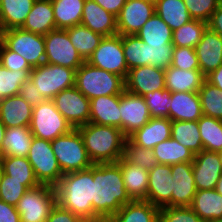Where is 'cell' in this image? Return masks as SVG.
I'll list each match as a JSON object with an SVG mask.
<instances>
[{
	"instance_id": "ac0fdd59",
	"label": "cell",
	"mask_w": 222,
	"mask_h": 222,
	"mask_svg": "<svg viewBox=\"0 0 222 222\" xmlns=\"http://www.w3.org/2000/svg\"><path fill=\"white\" fill-rule=\"evenodd\" d=\"M172 189L171 165L158 164L148 172L146 201L159 209L172 206Z\"/></svg>"
},
{
	"instance_id": "d6986e66",
	"label": "cell",
	"mask_w": 222,
	"mask_h": 222,
	"mask_svg": "<svg viewBox=\"0 0 222 222\" xmlns=\"http://www.w3.org/2000/svg\"><path fill=\"white\" fill-rule=\"evenodd\" d=\"M173 180L172 206H191L197 188L192 171V162L171 165Z\"/></svg>"
},
{
	"instance_id": "277c9868",
	"label": "cell",
	"mask_w": 222,
	"mask_h": 222,
	"mask_svg": "<svg viewBox=\"0 0 222 222\" xmlns=\"http://www.w3.org/2000/svg\"><path fill=\"white\" fill-rule=\"evenodd\" d=\"M75 87L89 100L110 95H121L124 79L85 61L75 73Z\"/></svg>"
},
{
	"instance_id": "484cf974",
	"label": "cell",
	"mask_w": 222,
	"mask_h": 222,
	"mask_svg": "<svg viewBox=\"0 0 222 222\" xmlns=\"http://www.w3.org/2000/svg\"><path fill=\"white\" fill-rule=\"evenodd\" d=\"M122 171V177L127 194L132 201L146 200L148 193V171L131 164L121 157L116 162Z\"/></svg>"
},
{
	"instance_id": "ee69618b",
	"label": "cell",
	"mask_w": 222,
	"mask_h": 222,
	"mask_svg": "<svg viewBox=\"0 0 222 222\" xmlns=\"http://www.w3.org/2000/svg\"><path fill=\"white\" fill-rule=\"evenodd\" d=\"M122 46L128 70L147 66V44L136 35H122Z\"/></svg>"
},
{
	"instance_id": "83f0119b",
	"label": "cell",
	"mask_w": 222,
	"mask_h": 222,
	"mask_svg": "<svg viewBox=\"0 0 222 222\" xmlns=\"http://www.w3.org/2000/svg\"><path fill=\"white\" fill-rule=\"evenodd\" d=\"M21 28L43 36L55 30L56 24L51 0H36Z\"/></svg>"
},
{
	"instance_id": "f546056e",
	"label": "cell",
	"mask_w": 222,
	"mask_h": 222,
	"mask_svg": "<svg viewBox=\"0 0 222 222\" xmlns=\"http://www.w3.org/2000/svg\"><path fill=\"white\" fill-rule=\"evenodd\" d=\"M36 0H0V31L21 28Z\"/></svg>"
},
{
	"instance_id": "94428289",
	"label": "cell",
	"mask_w": 222,
	"mask_h": 222,
	"mask_svg": "<svg viewBox=\"0 0 222 222\" xmlns=\"http://www.w3.org/2000/svg\"><path fill=\"white\" fill-rule=\"evenodd\" d=\"M5 132H6V127L0 119V156H1V146H2L4 136H5Z\"/></svg>"
},
{
	"instance_id": "5b68a950",
	"label": "cell",
	"mask_w": 222,
	"mask_h": 222,
	"mask_svg": "<svg viewBox=\"0 0 222 222\" xmlns=\"http://www.w3.org/2000/svg\"><path fill=\"white\" fill-rule=\"evenodd\" d=\"M52 149L64 174L85 170L93 165L78 129L51 141Z\"/></svg>"
},
{
	"instance_id": "cb8c5ba5",
	"label": "cell",
	"mask_w": 222,
	"mask_h": 222,
	"mask_svg": "<svg viewBox=\"0 0 222 222\" xmlns=\"http://www.w3.org/2000/svg\"><path fill=\"white\" fill-rule=\"evenodd\" d=\"M169 119L171 121H198L202 107L198 92L170 93Z\"/></svg>"
},
{
	"instance_id": "4fadbf2b",
	"label": "cell",
	"mask_w": 222,
	"mask_h": 222,
	"mask_svg": "<svg viewBox=\"0 0 222 222\" xmlns=\"http://www.w3.org/2000/svg\"><path fill=\"white\" fill-rule=\"evenodd\" d=\"M57 110L68 121L73 129H77L90 121V100L75 86L61 91L53 97Z\"/></svg>"
},
{
	"instance_id": "2e32d148",
	"label": "cell",
	"mask_w": 222,
	"mask_h": 222,
	"mask_svg": "<svg viewBox=\"0 0 222 222\" xmlns=\"http://www.w3.org/2000/svg\"><path fill=\"white\" fill-rule=\"evenodd\" d=\"M125 90L140 96L165 89V69L154 66H140L128 70Z\"/></svg>"
},
{
	"instance_id": "9a60e30c",
	"label": "cell",
	"mask_w": 222,
	"mask_h": 222,
	"mask_svg": "<svg viewBox=\"0 0 222 222\" xmlns=\"http://www.w3.org/2000/svg\"><path fill=\"white\" fill-rule=\"evenodd\" d=\"M155 13V3L150 0H127L117 19L119 35H136Z\"/></svg>"
},
{
	"instance_id": "db71d44e",
	"label": "cell",
	"mask_w": 222,
	"mask_h": 222,
	"mask_svg": "<svg viewBox=\"0 0 222 222\" xmlns=\"http://www.w3.org/2000/svg\"><path fill=\"white\" fill-rule=\"evenodd\" d=\"M32 107L37 106L40 102L46 100L38 89L35 87L33 81L28 78L21 86L19 93Z\"/></svg>"
},
{
	"instance_id": "30bf717a",
	"label": "cell",
	"mask_w": 222,
	"mask_h": 222,
	"mask_svg": "<svg viewBox=\"0 0 222 222\" xmlns=\"http://www.w3.org/2000/svg\"><path fill=\"white\" fill-rule=\"evenodd\" d=\"M56 204L55 187L40 184L25 192L16 209L21 222H41L46 221Z\"/></svg>"
},
{
	"instance_id": "f5cc1de1",
	"label": "cell",
	"mask_w": 222,
	"mask_h": 222,
	"mask_svg": "<svg viewBox=\"0 0 222 222\" xmlns=\"http://www.w3.org/2000/svg\"><path fill=\"white\" fill-rule=\"evenodd\" d=\"M0 65L11 71H31L32 67L20 54L9 50L0 41Z\"/></svg>"
},
{
	"instance_id": "836d02e7",
	"label": "cell",
	"mask_w": 222,
	"mask_h": 222,
	"mask_svg": "<svg viewBox=\"0 0 222 222\" xmlns=\"http://www.w3.org/2000/svg\"><path fill=\"white\" fill-rule=\"evenodd\" d=\"M56 29L81 24L85 0H51Z\"/></svg>"
},
{
	"instance_id": "03108f58",
	"label": "cell",
	"mask_w": 222,
	"mask_h": 222,
	"mask_svg": "<svg viewBox=\"0 0 222 222\" xmlns=\"http://www.w3.org/2000/svg\"><path fill=\"white\" fill-rule=\"evenodd\" d=\"M211 222H222V220H216V221H211Z\"/></svg>"
},
{
	"instance_id": "4316f807",
	"label": "cell",
	"mask_w": 222,
	"mask_h": 222,
	"mask_svg": "<svg viewBox=\"0 0 222 222\" xmlns=\"http://www.w3.org/2000/svg\"><path fill=\"white\" fill-rule=\"evenodd\" d=\"M206 80L200 70H182L170 66L165 69V89L174 92H198Z\"/></svg>"
},
{
	"instance_id": "7dc6e473",
	"label": "cell",
	"mask_w": 222,
	"mask_h": 222,
	"mask_svg": "<svg viewBox=\"0 0 222 222\" xmlns=\"http://www.w3.org/2000/svg\"><path fill=\"white\" fill-rule=\"evenodd\" d=\"M151 118H169L170 92L166 89L149 92L143 96Z\"/></svg>"
},
{
	"instance_id": "d6a6232c",
	"label": "cell",
	"mask_w": 222,
	"mask_h": 222,
	"mask_svg": "<svg viewBox=\"0 0 222 222\" xmlns=\"http://www.w3.org/2000/svg\"><path fill=\"white\" fill-rule=\"evenodd\" d=\"M155 13L172 29H179L192 20L183 0H156Z\"/></svg>"
},
{
	"instance_id": "6f0895ef",
	"label": "cell",
	"mask_w": 222,
	"mask_h": 222,
	"mask_svg": "<svg viewBox=\"0 0 222 222\" xmlns=\"http://www.w3.org/2000/svg\"><path fill=\"white\" fill-rule=\"evenodd\" d=\"M106 11L112 13L114 16H118L122 7L127 0H94Z\"/></svg>"
},
{
	"instance_id": "8d00e7d4",
	"label": "cell",
	"mask_w": 222,
	"mask_h": 222,
	"mask_svg": "<svg viewBox=\"0 0 222 222\" xmlns=\"http://www.w3.org/2000/svg\"><path fill=\"white\" fill-rule=\"evenodd\" d=\"M171 131V137L194 154L204 150L198 121H172Z\"/></svg>"
},
{
	"instance_id": "9c48e42d",
	"label": "cell",
	"mask_w": 222,
	"mask_h": 222,
	"mask_svg": "<svg viewBox=\"0 0 222 222\" xmlns=\"http://www.w3.org/2000/svg\"><path fill=\"white\" fill-rule=\"evenodd\" d=\"M40 184L56 186L63 173L52 149L51 141L33 136L27 155Z\"/></svg>"
},
{
	"instance_id": "ffe728a7",
	"label": "cell",
	"mask_w": 222,
	"mask_h": 222,
	"mask_svg": "<svg viewBox=\"0 0 222 222\" xmlns=\"http://www.w3.org/2000/svg\"><path fill=\"white\" fill-rule=\"evenodd\" d=\"M199 69L206 77L222 64V37L207 27L195 46Z\"/></svg>"
},
{
	"instance_id": "be15d7a7",
	"label": "cell",
	"mask_w": 222,
	"mask_h": 222,
	"mask_svg": "<svg viewBox=\"0 0 222 222\" xmlns=\"http://www.w3.org/2000/svg\"><path fill=\"white\" fill-rule=\"evenodd\" d=\"M81 222H107V220L102 218H95V219H82Z\"/></svg>"
},
{
	"instance_id": "680465c9",
	"label": "cell",
	"mask_w": 222,
	"mask_h": 222,
	"mask_svg": "<svg viewBox=\"0 0 222 222\" xmlns=\"http://www.w3.org/2000/svg\"><path fill=\"white\" fill-rule=\"evenodd\" d=\"M207 27H209L212 31H215L222 37V2L212 13L211 18L207 23Z\"/></svg>"
},
{
	"instance_id": "d590c367",
	"label": "cell",
	"mask_w": 222,
	"mask_h": 222,
	"mask_svg": "<svg viewBox=\"0 0 222 222\" xmlns=\"http://www.w3.org/2000/svg\"><path fill=\"white\" fill-rule=\"evenodd\" d=\"M153 152L159 164L173 165L192 162L195 154L172 137L157 144Z\"/></svg>"
},
{
	"instance_id": "1f68e13d",
	"label": "cell",
	"mask_w": 222,
	"mask_h": 222,
	"mask_svg": "<svg viewBox=\"0 0 222 222\" xmlns=\"http://www.w3.org/2000/svg\"><path fill=\"white\" fill-rule=\"evenodd\" d=\"M32 139L29 127L6 128L1 156L27 157Z\"/></svg>"
},
{
	"instance_id": "6125c7cd",
	"label": "cell",
	"mask_w": 222,
	"mask_h": 222,
	"mask_svg": "<svg viewBox=\"0 0 222 222\" xmlns=\"http://www.w3.org/2000/svg\"><path fill=\"white\" fill-rule=\"evenodd\" d=\"M215 190L222 195V175L220 176V179L218 180Z\"/></svg>"
},
{
	"instance_id": "9f6ffc18",
	"label": "cell",
	"mask_w": 222,
	"mask_h": 222,
	"mask_svg": "<svg viewBox=\"0 0 222 222\" xmlns=\"http://www.w3.org/2000/svg\"><path fill=\"white\" fill-rule=\"evenodd\" d=\"M0 222H21L16 206L0 200Z\"/></svg>"
},
{
	"instance_id": "52a82bcc",
	"label": "cell",
	"mask_w": 222,
	"mask_h": 222,
	"mask_svg": "<svg viewBox=\"0 0 222 222\" xmlns=\"http://www.w3.org/2000/svg\"><path fill=\"white\" fill-rule=\"evenodd\" d=\"M75 69L43 63L32 68L29 78L46 100H52L61 91L75 86Z\"/></svg>"
},
{
	"instance_id": "603a6c76",
	"label": "cell",
	"mask_w": 222,
	"mask_h": 222,
	"mask_svg": "<svg viewBox=\"0 0 222 222\" xmlns=\"http://www.w3.org/2000/svg\"><path fill=\"white\" fill-rule=\"evenodd\" d=\"M33 107L20 95L0 100V119L6 128L29 127Z\"/></svg>"
},
{
	"instance_id": "b9f144b4",
	"label": "cell",
	"mask_w": 222,
	"mask_h": 222,
	"mask_svg": "<svg viewBox=\"0 0 222 222\" xmlns=\"http://www.w3.org/2000/svg\"><path fill=\"white\" fill-rule=\"evenodd\" d=\"M207 28V23L192 19L188 23L176 29L172 33V44L174 47H190L200 42L202 33Z\"/></svg>"
},
{
	"instance_id": "5bb4252c",
	"label": "cell",
	"mask_w": 222,
	"mask_h": 222,
	"mask_svg": "<svg viewBox=\"0 0 222 222\" xmlns=\"http://www.w3.org/2000/svg\"><path fill=\"white\" fill-rule=\"evenodd\" d=\"M121 130L128 137L151 119L144 97L126 90L120 95Z\"/></svg>"
},
{
	"instance_id": "3957f363",
	"label": "cell",
	"mask_w": 222,
	"mask_h": 222,
	"mask_svg": "<svg viewBox=\"0 0 222 222\" xmlns=\"http://www.w3.org/2000/svg\"><path fill=\"white\" fill-rule=\"evenodd\" d=\"M93 164L116 163L123 157L126 136L114 126L87 123L77 128Z\"/></svg>"
},
{
	"instance_id": "91938a15",
	"label": "cell",
	"mask_w": 222,
	"mask_h": 222,
	"mask_svg": "<svg viewBox=\"0 0 222 222\" xmlns=\"http://www.w3.org/2000/svg\"><path fill=\"white\" fill-rule=\"evenodd\" d=\"M205 78L207 82L222 90V64Z\"/></svg>"
},
{
	"instance_id": "f907efd6",
	"label": "cell",
	"mask_w": 222,
	"mask_h": 222,
	"mask_svg": "<svg viewBox=\"0 0 222 222\" xmlns=\"http://www.w3.org/2000/svg\"><path fill=\"white\" fill-rule=\"evenodd\" d=\"M190 16L194 20L208 23L212 13L222 0H183Z\"/></svg>"
},
{
	"instance_id": "7402d4cb",
	"label": "cell",
	"mask_w": 222,
	"mask_h": 222,
	"mask_svg": "<svg viewBox=\"0 0 222 222\" xmlns=\"http://www.w3.org/2000/svg\"><path fill=\"white\" fill-rule=\"evenodd\" d=\"M171 124L169 118H151L147 124L127 138L139 147L153 150L157 144L171 138Z\"/></svg>"
},
{
	"instance_id": "74e56055",
	"label": "cell",
	"mask_w": 222,
	"mask_h": 222,
	"mask_svg": "<svg viewBox=\"0 0 222 222\" xmlns=\"http://www.w3.org/2000/svg\"><path fill=\"white\" fill-rule=\"evenodd\" d=\"M172 29L154 13L136 36L146 44H170L172 43Z\"/></svg>"
},
{
	"instance_id": "f1b7e54d",
	"label": "cell",
	"mask_w": 222,
	"mask_h": 222,
	"mask_svg": "<svg viewBox=\"0 0 222 222\" xmlns=\"http://www.w3.org/2000/svg\"><path fill=\"white\" fill-rule=\"evenodd\" d=\"M159 208L146 200L123 205L107 222H159Z\"/></svg>"
},
{
	"instance_id": "e7e4bbea",
	"label": "cell",
	"mask_w": 222,
	"mask_h": 222,
	"mask_svg": "<svg viewBox=\"0 0 222 222\" xmlns=\"http://www.w3.org/2000/svg\"><path fill=\"white\" fill-rule=\"evenodd\" d=\"M218 156H219L220 162H221V164H222V151H219V152H218Z\"/></svg>"
},
{
	"instance_id": "ba28073f",
	"label": "cell",
	"mask_w": 222,
	"mask_h": 222,
	"mask_svg": "<svg viewBox=\"0 0 222 222\" xmlns=\"http://www.w3.org/2000/svg\"><path fill=\"white\" fill-rule=\"evenodd\" d=\"M29 129L34 137L52 141L73 128L57 110L53 100H44L33 107Z\"/></svg>"
},
{
	"instance_id": "44dd1931",
	"label": "cell",
	"mask_w": 222,
	"mask_h": 222,
	"mask_svg": "<svg viewBox=\"0 0 222 222\" xmlns=\"http://www.w3.org/2000/svg\"><path fill=\"white\" fill-rule=\"evenodd\" d=\"M81 25L104 37L118 34L116 16L94 0H85Z\"/></svg>"
},
{
	"instance_id": "8fae6325",
	"label": "cell",
	"mask_w": 222,
	"mask_h": 222,
	"mask_svg": "<svg viewBox=\"0 0 222 222\" xmlns=\"http://www.w3.org/2000/svg\"><path fill=\"white\" fill-rule=\"evenodd\" d=\"M45 63L77 70L85 61L72 45L66 29H55L44 35Z\"/></svg>"
},
{
	"instance_id": "c3c4849f",
	"label": "cell",
	"mask_w": 222,
	"mask_h": 222,
	"mask_svg": "<svg viewBox=\"0 0 222 222\" xmlns=\"http://www.w3.org/2000/svg\"><path fill=\"white\" fill-rule=\"evenodd\" d=\"M174 45L147 44V65L167 69L172 65Z\"/></svg>"
},
{
	"instance_id": "e575fe53",
	"label": "cell",
	"mask_w": 222,
	"mask_h": 222,
	"mask_svg": "<svg viewBox=\"0 0 222 222\" xmlns=\"http://www.w3.org/2000/svg\"><path fill=\"white\" fill-rule=\"evenodd\" d=\"M66 30L72 45L84 61H87L91 57L104 37L81 24L69 27Z\"/></svg>"
},
{
	"instance_id": "d4e9b609",
	"label": "cell",
	"mask_w": 222,
	"mask_h": 222,
	"mask_svg": "<svg viewBox=\"0 0 222 222\" xmlns=\"http://www.w3.org/2000/svg\"><path fill=\"white\" fill-rule=\"evenodd\" d=\"M120 95L100 96L90 100V123L121 129Z\"/></svg>"
},
{
	"instance_id": "60d3db41",
	"label": "cell",
	"mask_w": 222,
	"mask_h": 222,
	"mask_svg": "<svg viewBox=\"0 0 222 222\" xmlns=\"http://www.w3.org/2000/svg\"><path fill=\"white\" fill-rule=\"evenodd\" d=\"M0 168L16 181H38L27 157L0 156Z\"/></svg>"
},
{
	"instance_id": "f6af8a7d",
	"label": "cell",
	"mask_w": 222,
	"mask_h": 222,
	"mask_svg": "<svg viewBox=\"0 0 222 222\" xmlns=\"http://www.w3.org/2000/svg\"><path fill=\"white\" fill-rule=\"evenodd\" d=\"M123 158L148 172L159 164L153 150L139 147L128 138H126L124 143Z\"/></svg>"
},
{
	"instance_id": "ab89813d",
	"label": "cell",
	"mask_w": 222,
	"mask_h": 222,
	"mask_svg": "<svg viewBox=\"0 0 222 222\" xmlns=\"http://www.w3.org/2000/svg\"><path fill=\"white\" fill-rule=\"evenodd\" d=\"M38 181H16L0 172V200L16 206L28 189L39 186Z\"/></svg>"
},
{
	"instance_id": "7c38bea8",
	"label": "cell",
	"mask_w": 222,
	"mask_h": 222,
	"mask_svg": "<svg viewBox=\"0 0 222 222\" xmlns=\"http://www.w3.org/2000/svg\"><path fill=\"white\" fill-rule=\"evenodd\" d=\"M87 62L95 67L121 76L124 80L128 74L122 46V35L103 37Z\"/></svg>"
},
{
	"instance_id": "816d5d0a",
	"label": "cell",
	"mask_w": 222,
	"mask_h": 222,
	"mask_svg": "<svg viewBox=\"0 0 222 222\" xmlns=\"http://www.w3.org/2000/svg\"><path fill=\"white\" fill-rule=\"evenodd\" d=\"M171 66L182 70H200L195 48L174 47Z\"/></svg>"
},
{
	"instance_id": "4dcf8cb0",
	"label": "cell",
	"mask_w": 222,
	"mask_h": 222,
	"mask_svg": "<svg viewBox=\"0 0 222 222\" xmlns=\"http://www.w3.org/2000/svg\"><path fill=\"white\" fill-rule=\"evenodd\" d=\"M190 207L205 222L222 220V195L215 189L197 190Z\"/></svg>"
},
{
	"instance_id": "f35d334b",
	"label": "cell",
	"mask_w": 222,
	"mask_h": 222,
	"mask_svg": "<svg viewBox=\"0 0 222 222\" xmlns=\"http://www.w3.org/2000/svg\"><path fill=\"white\" fill-rule=\"evenodd\" d=\"M198 126L204 150L222 151V120L203 115Z\"/></svg>"
},
{
	"instance_id": "e0dca14e",
	"label": "cell",
	"mask_w": 222,
	"mask_h": 222,
	"mask_svg": "<svg viewBox=\"0 0 222 222\" xmlns=\"http://www.w3.org/2000/svg\"><path fill=\"white\" fill-rule=\"evenodd\" d=\"M192 171L197 190L215 189L222 175V164L218 152L202 150L195 154Z\"/></svg>"
},
{
	"instance_id": "681fc988",
	"label": "cell",
	"mask_w": 222,
	"mask_h": 222,
	"mask_svg": "<svg viewBox=\"0 0 222 222\" xmlns=\"http://www.w3.org/2000/svg\"><path fill=\"white\" fill-rule=\"evenodd\" d=\"M159 222H205L190 206H166L159 210Z\"/></svg>"
},
{
	"instance_id": "bcb514c9",
	"label": "cell",
	"mask_w": 222,
	"mask_h": 222,
	"mask_svg": "<svg viewBox=\"0 0 222 222\" xmlns=\"http://www.w3.org/2000/svg\"><path fill=\"white\" fill-rule=\"evenodd\" d=\"M31 71H11L0 65V100L20 93L22 84Z\"/></svg>"
},
{
	"instance_id": "7bdbcfd3",
	"label": "cell",
	"mask_w": 222,
	"mask_h": 222,
	"mask_svg": "<svg viewBox=\"0 0 222 222\" xmlns=\"http://www.w3.org/2000/svg\"><path fill=\"white\" fill-rule=\"evenodd\" d=\"M198 94L203 115L222 120V90L205 80Z\"/></svg>"
},
{
	"instance_id": "6da1fadb",
	"label": "cell",
	"mask_w": 222,
	"mask_h": 222,
	"mask_svg": "<svg viewBox=\"0 0 222 222\" xmlns=\"http://www.w3.org/2000/svg\"><path fill=\"white\" fill-rule=\"evenodd\" d=\"M117 163L93 164V199L94 219L108 220L119 209L131 202Z\"/></svg>"
},
{
	"instance_id": "7a4b0ae2",
	"label": "cell",
	"mask_w": 222,
	"mask_h": 222,
	"mask_svg": "<svg viewBox=\"0 0 222 222\" xmlns=\"http://www.w3.org/2000/svg\"><path fill=\"white\" fill-rule=\"evenodd\" d=\"M57 204L79 216L94 219L93 165L85 170L64 174L55 186Z\"/></svg>"
},
{
	"instance_id": "11a10c76",
	"label": "cell",
	"mask_w": 222,
	"mask_h": 222,
	"mask_svg": "<svg viewBox=\"0 0 222 222\" xmlns=\"http://www.w3.org/2000/svg\"><path fill=\"white\" fill-rule=\"evenodd\" d=\"M81 218L73 212L60 207L58 204L52 209L46 222H81Z\"/></svg>"
},
{
	"instance_id": "8992f818",
	"label": "cell",
	"mask_w": 222,
	"mask_h": 222,
	"mask_svg": "<svg viewBox=\"0 0 222 222\" xmlns=\"http://www.w3.org/2000/svg\"><path fill=\"white\" fill-rule=\"evenodd\" d=\"M0 41L11 51L18 53L32 67L45 63L44 36L22 28L0 31Z\"/></svg>"
}]
</instances>
